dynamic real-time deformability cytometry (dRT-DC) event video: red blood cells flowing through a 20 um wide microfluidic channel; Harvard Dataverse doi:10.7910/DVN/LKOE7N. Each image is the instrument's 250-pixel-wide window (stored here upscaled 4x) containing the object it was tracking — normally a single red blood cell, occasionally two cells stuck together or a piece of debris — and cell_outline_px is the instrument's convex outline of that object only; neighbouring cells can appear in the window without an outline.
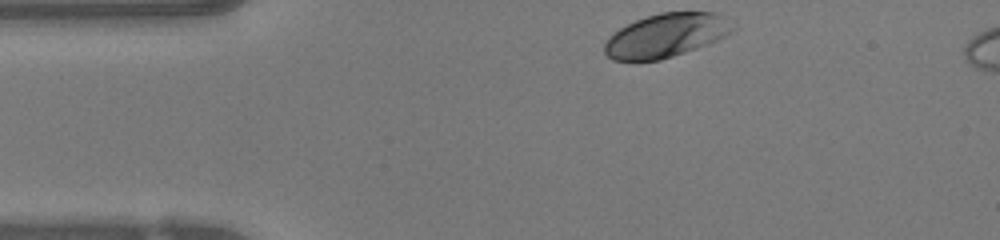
{"species": "human", "species_latin": "Homo sapiens", "temperature_condition": "warm", "stored_images_in_passage": 11, "camera_frame_rate_fps": 3000, "um_per_image_px": 0.085, "donor": {"sex": "female"}, "frame": {"image": 1, "passage_image": 1, "time_ms": 0.0, "image_size_px": [1000, 240], "cell_outline_px": [[736, 28], [724, 36], [708, 44], [660, 60], [612, 60], [604, 52], [604, 44], [608, 36], [620, 28], [636, 20], [660, 12], [720, 12]], "centroid_in_image_um": [56.61, 3.0], "position_along_channel_um": 28.4, "area_um2": 32.48}}
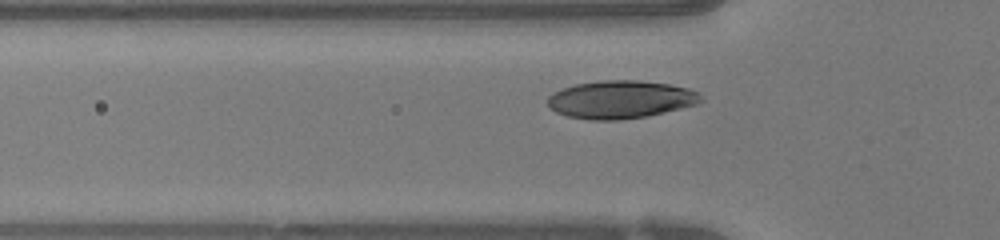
{"frame": {"image": 2, "passage_image": 8, "time_ms": 2.333, "image_size_px": [1000, 240], "cell_outline_px": [[704, 100], [700, 104], [644, 116], [620, 120], [592, 120], [568, 116], [556, 112], [548, 104], [548, 96], [564, 88], [576, 84], [600, 80], [640, 80], [668, 84], [688, 88], [700, 92]], "centroid_in_image_um": [52.81, 8.45], "position_along_channel_um": 73.0, "area_um2": 33.76}}
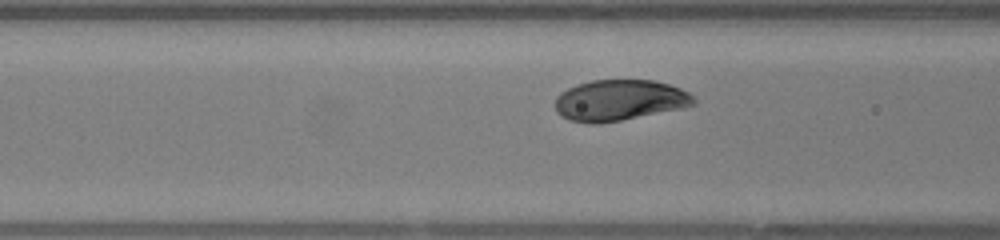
{"frame": {"image": 3, "passage_image": 11, "time_ms": 3.333, "image_size_px": [1000, 240], "cell_outline_px": [[696, 104], [684, 108], [600, 124], [588, 124], [568, 120], [560, 116], [556, 112], [556, 96], [560, 92], [576, 84], [592, 80], [652, 80], [668, 84], [680, 88], [688, 92], [696, 100]], "centroid_in_image_um": [52.63, 8.53], "position_along_channel_um": 114.0, "area_um2": 33.35}}